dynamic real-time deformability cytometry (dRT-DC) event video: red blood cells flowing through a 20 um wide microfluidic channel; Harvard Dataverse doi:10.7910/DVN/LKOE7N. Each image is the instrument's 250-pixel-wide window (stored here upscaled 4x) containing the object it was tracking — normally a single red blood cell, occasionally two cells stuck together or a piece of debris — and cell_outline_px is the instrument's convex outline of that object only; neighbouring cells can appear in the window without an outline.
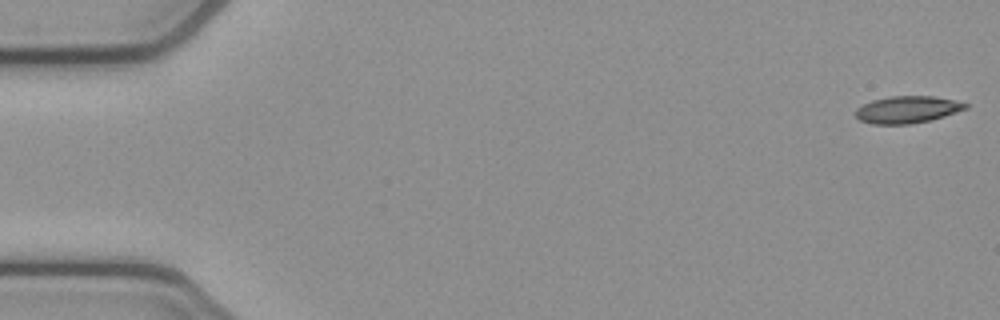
{"species": "common noctule bat (a hibernating species)", "species_latin": "Nyctalus noctula", "temperature_condition": "cold", "stored_images_in_passage": 53, "camera_frame_rate_fps": 3000, "um_per_image_px": 0.085, "animal": {"sex": "female", "body_mass_g": 21.9}, "frame": {"image": 1, "passage_image": 1, "time_ms": 0.0, "image_size_px": [1000, 320], "cell_outline_px": [[968, 108], [932, 120], [908, 124], [872, 124], [860, 120], [856, 116], [856, 108], [872, 100], [892, 96], [932, 96], [956, 100], [968, 104]], "centroid_in_image_um": [77.14, 9.31], "position_along_channel_um": 7.9, "area_um2": 17.28}}
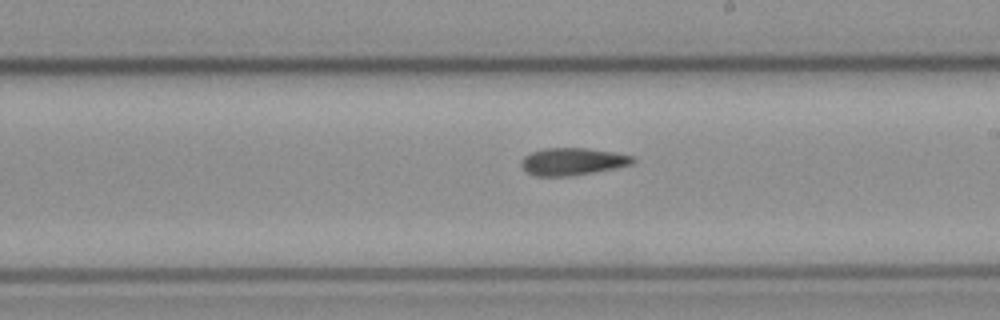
{"frame": {"image": 2, "passage_image": 30, "time_ms": 9.667, "image_size_px": [1000, 320], "cell_outline_px": [[636, 160], [632, 164], [616, 168], [568, 176], [536, 176], [524, 172], [520, 164], [520, 160], [524, 156], [532, 152], [544, 148], [588, 148], [612, 152], [632, 156]], "centroid_in_image_um": [48.61, 13.73], "position_along_channel_um": 240.4, "area_um2": 17.8}}
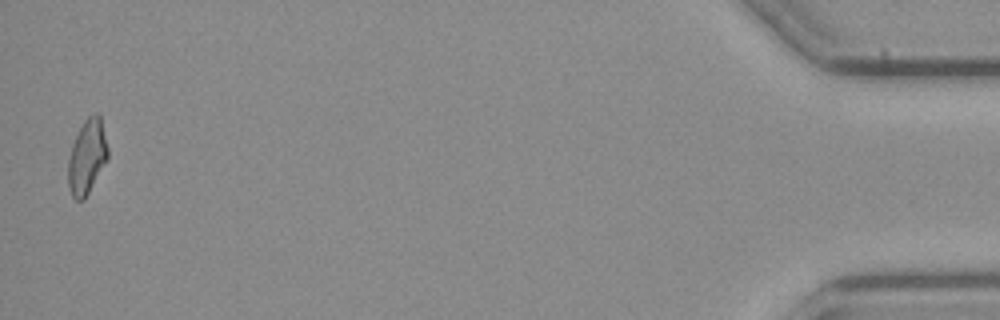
{"frame": {"image": 3, "passage_image": 52, "time_ms": 17.0, "image_size_px": [1000, 320], "cell_outline_px": [[108, 160], [84, 200], [76, 200], [72, 196], [68, 188], [68, 160], [72, 144], [84, 120], [88, 116], [96, 112], [100, 116], [108, 148]], "centroid_in_image_um": [7.4, 13.35], "position_along_channel_um": 427.8, "area_um2": 17.28}}